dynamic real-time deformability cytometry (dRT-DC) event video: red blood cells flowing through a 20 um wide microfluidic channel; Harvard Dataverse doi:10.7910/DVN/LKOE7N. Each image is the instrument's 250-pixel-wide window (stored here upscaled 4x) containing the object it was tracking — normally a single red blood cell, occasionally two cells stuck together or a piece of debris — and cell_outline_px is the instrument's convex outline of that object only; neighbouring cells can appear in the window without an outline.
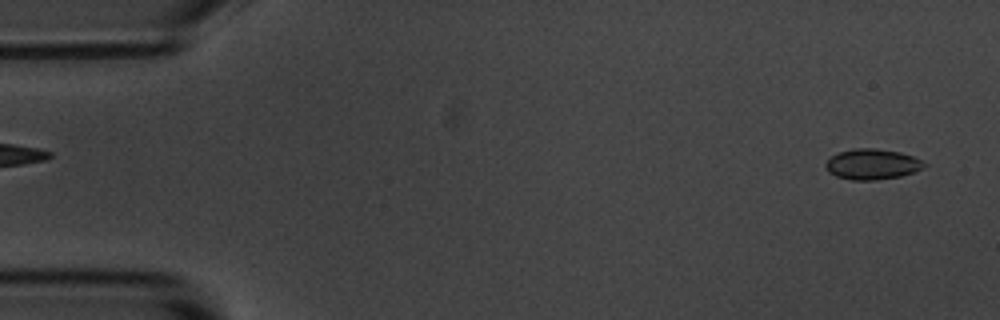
{"species": "common noctule bat (a hibernating species)", "species_latin": "Nyctalus noctula", "temperature_condition": "room temperature", "stored_images_in_passage": 54, "camera_frame_rate_fps": 3000, "um_per_image_px": 0.085, "animal": {"sex": "male", "body_mass_g": 20.1, "forearm_length_mm": 53.5}, "frame": {"image": 1, "passage_image": 2, "time_ms": 0.333, "image_size_px": [1000, 320], "cell_outline_px": [[928, 164], [924, 168], [900, 176], [876, 180], [852, 180], [836, 176], [828, 172], [824, 164], [832, 156], [840, 152], [852, 148], [876, 148], [900, 152], [912, 156]], "centroid_in_image_um": [74.13, 13.95], "position_along_channel_um": 10.9, "area_um2": 17.51}}
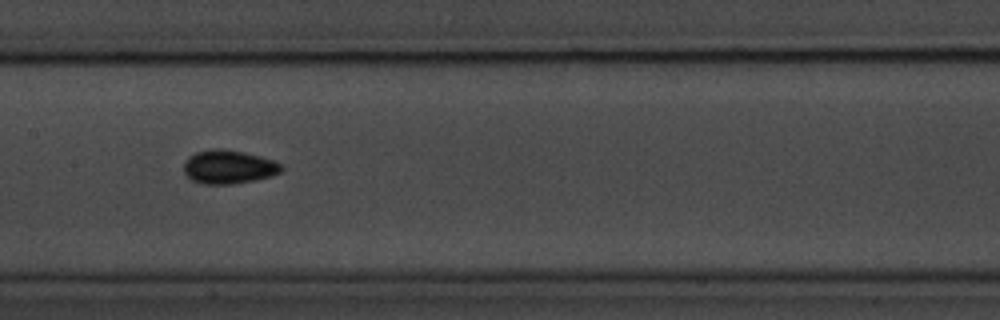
{"frame": {"image": 2, "passage_image": 26, "time_ms": 8.333, "image_size_px": [1000, 320], "cell_outline_px": [[284, 168], [280, 172], [272, 176], [256, 180], [232, 184], [204, 184], [192, 180], [184, 172], [184, 164], [188, 156], [196, 152], [212, 148], [220, 148], [244, 152], [260, 156], [284, 164]], "centroid_in_image_um": [19.46, 14.18], "position_along_channel_um": 187.9, "area_um2": 19.31}}
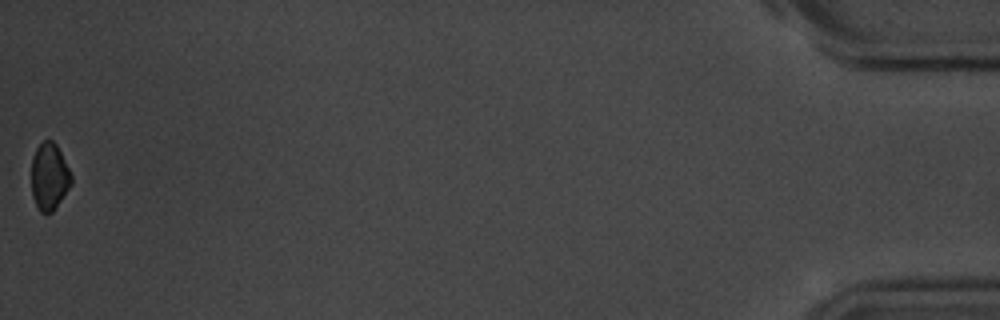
{"frame": {"image": 3, "passage_image": 54, "time_ms": 17.667, "image_size_px": [1000, 320], "cell_outline_px": [[72, 184], [52, 212], [40, 212], [32, 196], [32, 156], [36, 148], [44, 140], [52, 140], [56, 144], [72, 176]], "centroid_in_image_um": [4.19, 15.0], "position_along_channel_um": 431.0, "area_um2": 15.37}, "authors_computed_cell_mechanics": {"area_um2": 17.6868, "velocity_mm_per_s": 3.668, "shape_relaxation_time_tau1_ms": null, "shape_relaxation_time_tau2_ms": 2.2053, "deformation_change_tau1": null, "deformation_change_tau2": 0.0514}}